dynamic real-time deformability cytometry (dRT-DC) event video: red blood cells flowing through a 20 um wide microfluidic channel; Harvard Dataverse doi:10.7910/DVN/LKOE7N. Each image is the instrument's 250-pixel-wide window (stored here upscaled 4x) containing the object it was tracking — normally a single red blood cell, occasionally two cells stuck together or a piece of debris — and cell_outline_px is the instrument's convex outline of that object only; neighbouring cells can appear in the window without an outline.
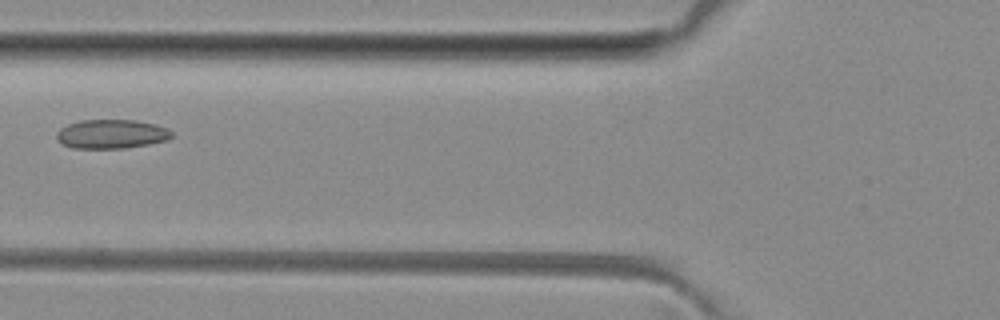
{"species": "common noctule bat (a hibernating species)", "species_latin": "Nyctalus noctula", "temperature_condition": "room temperature", "stored_images_in_passage": 6, "camera_frame_rate_fps": 3000, "um_per_image_px": 0.085, "animal": {"sex": "female", "body_mass_g": 29.2, "forearm_length_mm": 56.3}, "frame": {"image": 1, "passage_image": 5, "time_ms": 4.667, "image_size_px": [1000, 320], "cell_outline_px": [[172, 136], [164, 140], [148, 144], [124, 148], [72, 148], [56, 140], [56, 132], [60, 128], [68, 124], [80, 120], [136, 120], [156, 124], [168, 128], [172, 132]], "centroid_in_image_um": [9.44, 11.38], "position_along_channel_um": 116.4, "area_um2": 19.48}}
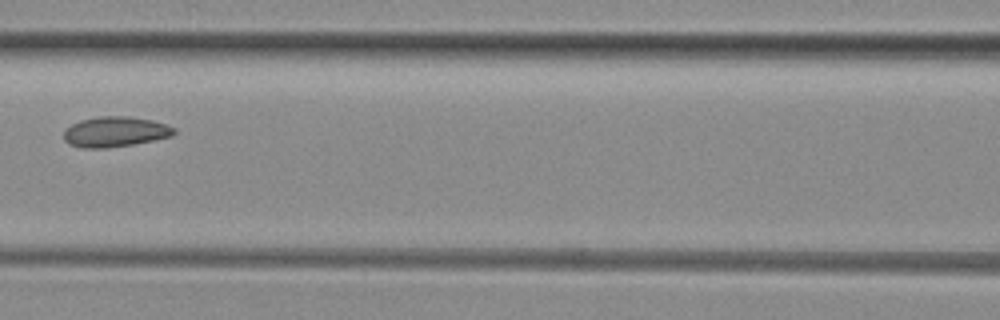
{"frame": {"image": 2, "passage_image": 6, "time_ms": 5.667, "image_size_px": [1000, 320], "cell_outline_px": [[176, 132], [172, 136], [132, 144], [104, 148], [80, 148], [68, 144], [64, 140], [64, 128], [80, 120], [96, 116], [128, 116], [152, 120], [176, 128]], "centroid_in_image_um": [9.74, 11.19], "position_along_channel_um": 156.9, "area_um2": 19.54}}